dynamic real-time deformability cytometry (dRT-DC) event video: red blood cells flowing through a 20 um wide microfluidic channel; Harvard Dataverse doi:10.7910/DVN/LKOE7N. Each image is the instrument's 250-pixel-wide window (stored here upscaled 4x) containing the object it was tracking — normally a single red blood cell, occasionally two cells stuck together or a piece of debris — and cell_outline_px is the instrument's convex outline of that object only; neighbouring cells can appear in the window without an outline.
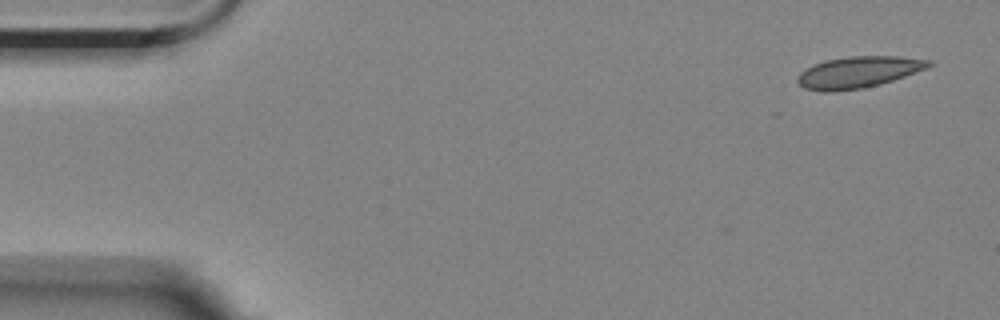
{"species": "Egyptian fruit bat (a non-hibernating species)", "species_latin": "Rousettus aegyptiacus", "temperature_condition": "room temperature", "stored_images_in_passage": 5, "camera_frame_rate_fps": 3000, "um_per_image_px": 0.085, "animal": {"sex": "female"}, "frame": {"image": 1, "passage_image": 1, "time_ms": 0.0, "image_size_px": [1000, 320], "cell_outline_px": [[932, 64], [928, 68], [880, 84], [860, 88], [832, 92], [824, 92], [804, 88], [796, 80], [796, 76], [800, 72], [812, 64], [824, 60], [848, 56], [900, 56], [932, 60]], "centroid_in_image_um": [72.93, 6.12], "position_along_channel_um": 12.1, "area_um2": 24.16}}
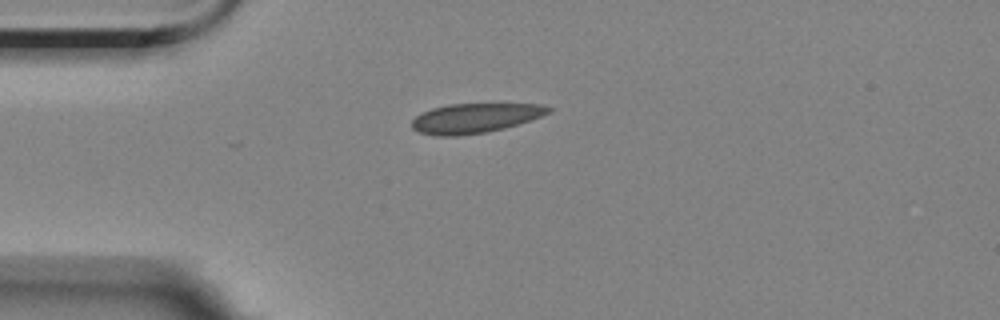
{"frame": {"image": 2, "passage_image": 4, "time_ms": 3.667, "image_size_px": [1000, 320], "cell_outline_px": [[556, 108], [552, 112], [504, 128], [484, 132], [456, 136], [436, 136], [420, 132], [412, 128], [412, 120], [416, 116], [432, 108], [448, 104], [540, 104]], "centroid_in_image_um": [40.39, 10.03], "position_along_channel_um": 44.6, "area_um2": 23.35}}